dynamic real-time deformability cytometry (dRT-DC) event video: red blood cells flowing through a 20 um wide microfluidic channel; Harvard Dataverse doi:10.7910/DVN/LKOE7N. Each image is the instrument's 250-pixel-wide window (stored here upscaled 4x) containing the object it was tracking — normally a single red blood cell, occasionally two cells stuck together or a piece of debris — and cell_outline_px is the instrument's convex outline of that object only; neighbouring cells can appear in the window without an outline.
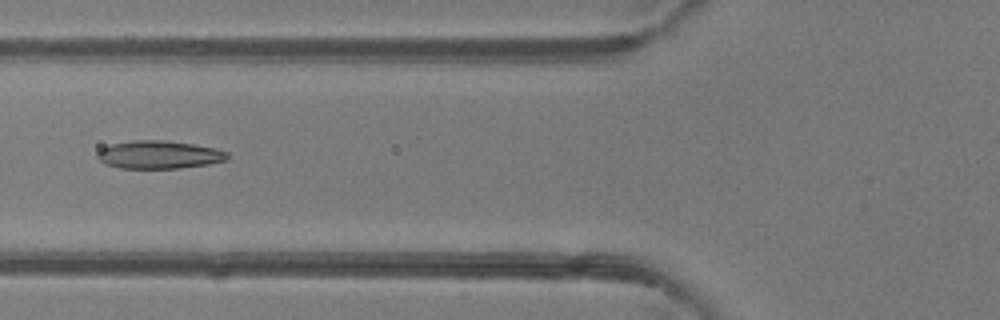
{"species": "common noctule bat (a hibernating species)", "species_latin": "Nyctalus noctula", "temperature_condition": "room temperature", "stored_images_in_passage": 5, "camera_frame_rate_fps": 3000, "um_per_image_px": 0.085, "animal": {"sex": "female"}, "frame": {"image": 1, "passage_image": 5, "time_ms": 5.333, "image_size_px": [1000, 320], "cell_outline_px": [[228, 160], [208, 164], [180, 168], [120, 168], [104, 164], [96, 156], [96, 152], [100, 148], [112, 144], [132, 140], [164, 140], [192, 144], [216, 148], [228, 152]], "centroid_in_image_um": [13.5, 13.15], "position_along_channel_um": 112.3, "area_um2": 21.33}}